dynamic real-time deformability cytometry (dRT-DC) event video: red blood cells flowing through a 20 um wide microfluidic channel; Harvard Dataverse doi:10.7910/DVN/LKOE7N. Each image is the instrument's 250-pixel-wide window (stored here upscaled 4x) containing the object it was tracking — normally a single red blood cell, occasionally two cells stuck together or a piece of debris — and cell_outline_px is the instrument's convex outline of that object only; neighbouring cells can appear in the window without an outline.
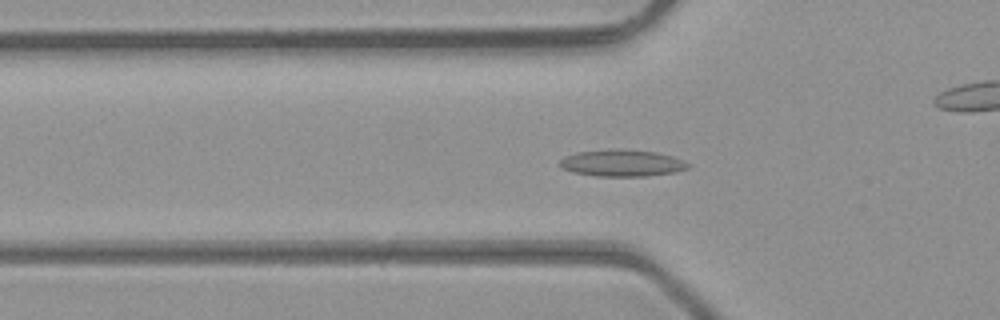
{"species": "common noctule bat (a hibernating species)", "species_latin": "Nyctalus noctula", "temperature_condition": "room temperature", "stored_images_in_passage": 49, "camera_frame_rate_fps": 3000, "um_per_image_px": 0.085, "animal": {"sex": "male", "body_mass_g": 23.1, "forearm_length_mm": 52.7}, "frame": {"image": 1, "passage_image": 16, "time_ms": 5.0, "image_size_px": [1000, 320], "cell_outline_px": [[692, 164], [688, 168], [676, 172], [648, 176], [596, 176], [572, 172], [560, 168], [560, 160], [564, 156], [576, 152], [608, 148], [624, 148], [656, 152], [672, 156], [684, 160]], "centroid_in_image_um": [52.87, 13.84], "position_along_channel_um": 72.9, "area_um2": 20.52}}
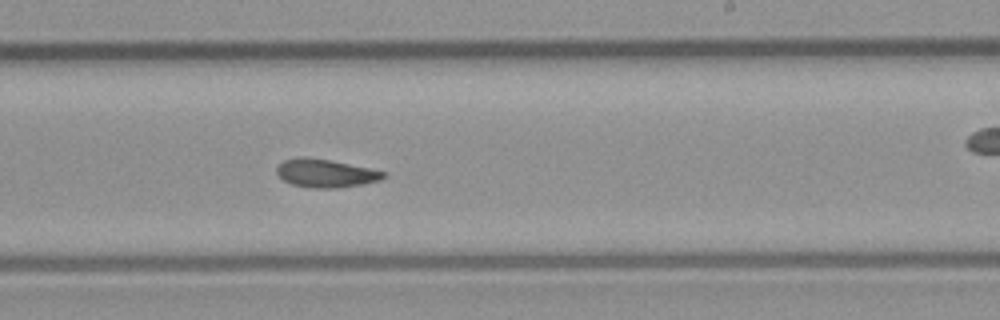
{"frame": {"image": 2, "passage_image": 29, "time_ms": 9.333, "image_size_px": [1000, 320], "cell_outline_px": [[388, 176], [380, 180], [360, 184], [336, 188], [312, 188], [292, 184], [284, 180], [276, 172], [276, 168], [284, 160], [300, 156], [304, 156], [328, 160], [388, 172]], "centroid_in_image_um": [27.68, 14.72], "position_along_channel_um": 261.3, "area_um2": 17.4}}
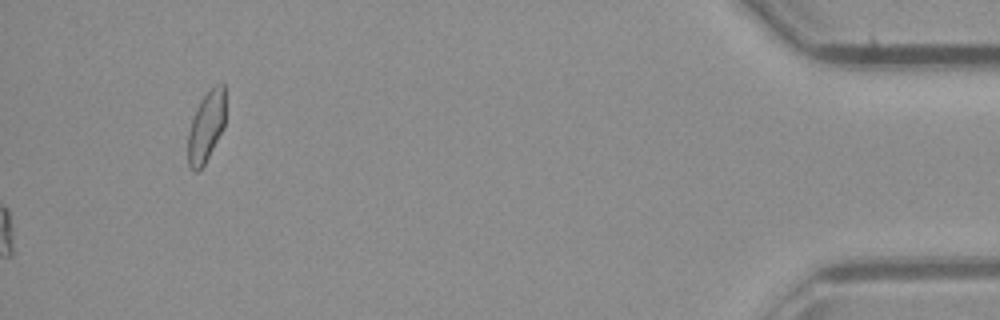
{"frame": {"image": 3, "passage_image": 49, "time_ms": 16.0, "image_size_px": [1000, 320], "cell_outline_px": [[224, 128], [204, 164], [196, 172], [188, 164], [188, 132], [196, 108], [200, 100], [216, 84], [224, 84]], "centroid_in_image_um": [17.52, 10.77], "position_along_channel_um": 417.7, "area_um2": 15.09}, "authors_computed_cell_mechanics": {"area_um2": 17.8024, "velocity_mm_per_s": 4.3235, "shape_relaxation_time_tau1_ms": null, "shape_relaxation_time_tau2_ms": 3.5796, "deformation_change_tau1": null, "deformation_change_tau2": 0.0979}}